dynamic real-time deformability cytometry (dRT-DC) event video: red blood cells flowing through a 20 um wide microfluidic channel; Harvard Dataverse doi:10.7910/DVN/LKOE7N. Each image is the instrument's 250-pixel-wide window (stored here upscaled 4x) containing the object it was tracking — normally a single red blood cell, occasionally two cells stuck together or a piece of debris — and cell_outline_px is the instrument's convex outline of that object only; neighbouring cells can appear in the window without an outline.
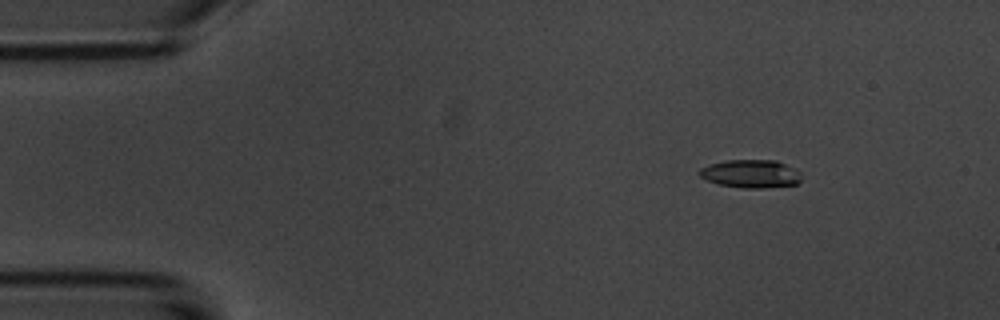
{"species": "common noctule bat (a hibernating species)", "species_latin": "Nyctalus noctula", "temperature_condition": "room temperature", "stored_images_in_passage": 10, "camera_frame_rate_fps": 3000, "um_per_image_px": 0.085, "animal": {"sex": "male", "body_mass_g": 20.1, "forearm_length_mm": 53.5}, "frame": {"image": 1, "passage_image": 2, "time_ms": 1.0, "image_size_px": [1000, 320], "cell_outline_px": [[800, 180], [796, 184], [764, 188], [744, 188], [720, 184], [708, 180], [700, 176], [700, 168], [708, 164], [728, 160], [776, 160], [796, 168], [800, 172]], "centroid_in_image_um": [63.84, 14.76], "position_along_channel_um": 21.2, "area_um2": 16.65}}
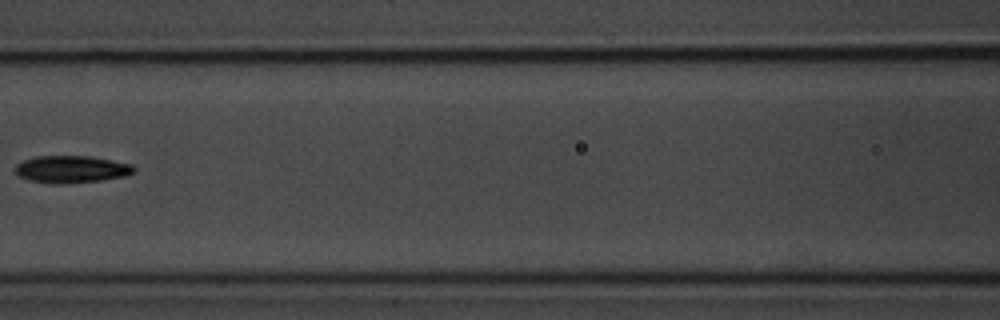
{"frame": {"image": 2, "passage_image": 7, "time_ms": 7.0, "image_size_px": [1000, 320], "cell_outline_px": [[136, 172], [124, 176], [100, 180], [64, 184], [52, 184], [32, 180], [20, 176], [16, 172], [16, 164], [24, 160], [36, 156], [92, 156], [132, 164], [136, 168]], "centroid_in_image_um": [6.11, 14.38], "position_along_channel_um": 160.5, "area_um2": 18.79}}
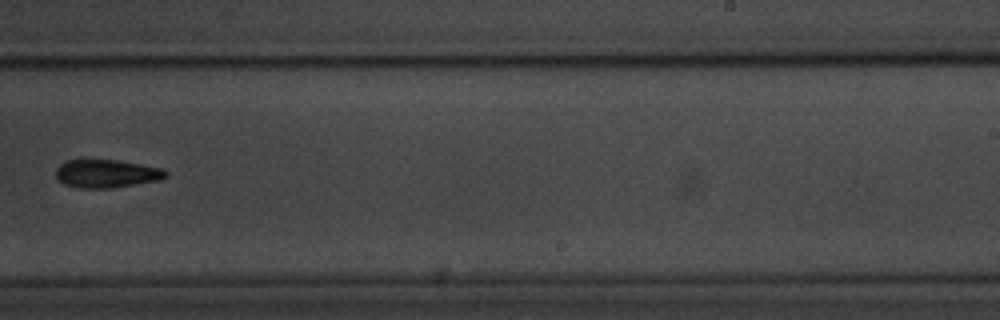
{"frame": {"image": 3, "passage_image": 10, "time_ms": 10.333, "image_size_px": [1000, 320], "cell_outline_px": [[168, 176], [160, 180], [108, 188], [80, 188], [64, 184], [56, 176], [56, 168], [64, 160], [116, 160], [164, 168], [168, 172]], "centroid_in_image_um": [9.07, 14.75], "position_along_channel_um": 279.9, "area_um2": 17.98}}